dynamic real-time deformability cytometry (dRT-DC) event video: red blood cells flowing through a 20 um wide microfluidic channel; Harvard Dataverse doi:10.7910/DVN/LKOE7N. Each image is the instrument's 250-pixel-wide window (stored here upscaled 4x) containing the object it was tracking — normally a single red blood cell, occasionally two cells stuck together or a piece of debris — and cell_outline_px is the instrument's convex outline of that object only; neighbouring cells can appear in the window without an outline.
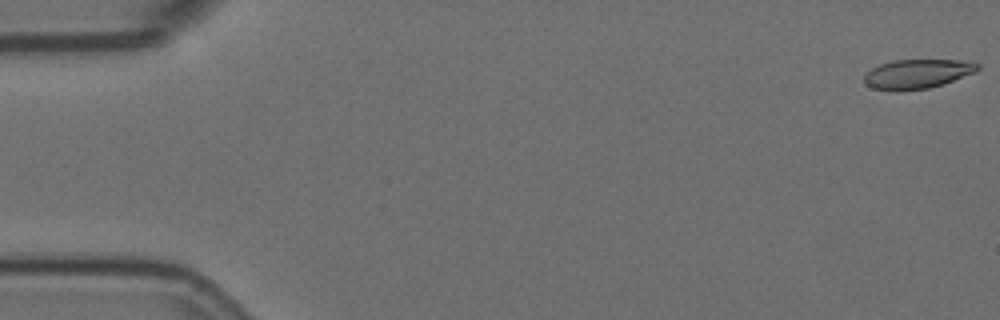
{"species": "Egyptian fruit bat (a non-hibernating species)", "species_latin": "Rousettus aegyptiacus", "temperature_condition": "room temperature", "stored_images_in_passage": 4, "camera_frame_rate_fps": 3000, "um_per_image_px": 0.085, "animal": {"sex": "female"}, "frame": {"image": 1, "passage_image": 1, "time_ms": 0.0, "image_size_px": [1000, 320], "cell_outline_px": [[980, 68], [976, 72], [944, 84], [928, 88], [896, 92], [872, 88], [864, 84], [864, 76], [872, 68], [880, 64], [892, 60], [960, 60], [980, 64]], "centroid_in_image_um": [77.96, 6.29], "position_along_channel_um": 7.0, "area_um2": 19.59}}